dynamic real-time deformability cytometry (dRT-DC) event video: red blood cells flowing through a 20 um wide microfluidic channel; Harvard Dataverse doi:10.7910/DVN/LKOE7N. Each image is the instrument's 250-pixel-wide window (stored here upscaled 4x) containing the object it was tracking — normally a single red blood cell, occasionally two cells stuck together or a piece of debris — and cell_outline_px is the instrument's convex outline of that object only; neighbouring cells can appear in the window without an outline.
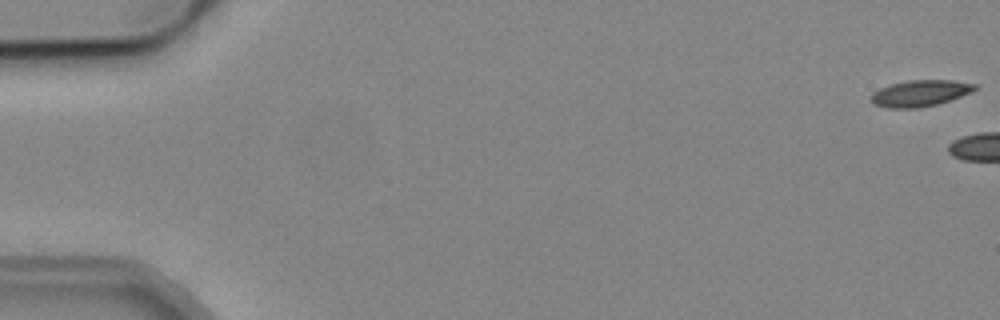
{"species": "common noctule bat (a hibernating species)", "species_latin": "Nyctalus noctula", "temperature_condition": "cold", "stored_images_in_passage": 4, "camera_frame_rate_fps": 3000, "um_per_image_px": 0.085, "animal": {"sex": "male", "body_mass_g": 19.2, "forearm_length_mm": 51.8}, "frame": {"image": 1, "passage_image": 1, "time_ms": 0.0, "image_size_px": [1000, 320], "cell_outline_px": [[976, 88], [972, 92], [936, 104], [920, 108], [888, 108], [872, 104], [872, 92], [880, 88], [892, 84], [908, 80], [952, 80], [976, 84]], "centroid_in_image_um": [78.19, 7.92], "position_along_channel_um": 6.8, "area_um2": 15.78}}